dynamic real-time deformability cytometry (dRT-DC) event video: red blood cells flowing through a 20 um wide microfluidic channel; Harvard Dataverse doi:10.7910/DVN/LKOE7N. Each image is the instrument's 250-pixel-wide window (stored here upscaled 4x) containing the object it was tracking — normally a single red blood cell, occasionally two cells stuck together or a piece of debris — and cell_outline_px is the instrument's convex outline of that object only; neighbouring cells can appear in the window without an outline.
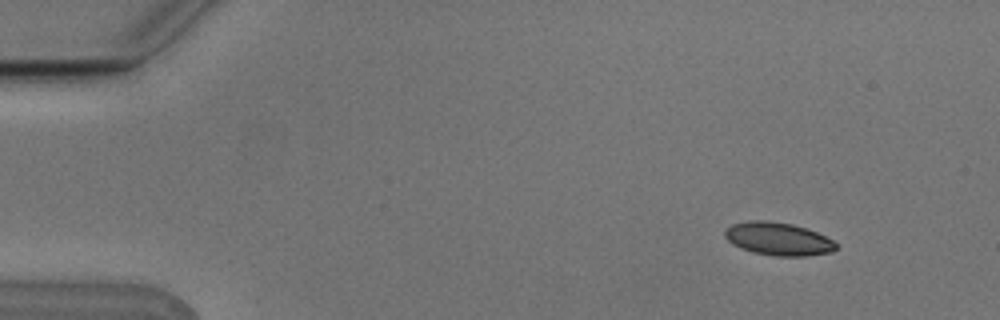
{"species": "Egyptian fruit bat (a non-hibernating species)", "species_latin": "Rousettus aegyptiacus", "temperature_condition": "cold", "stored_images_in_passage": 3, "camera_frame_rate_fps": 3000, "um_per_image_px": 0.085, "animal": {"sex": "male"}, "frame": {"image": 1, "passage_image": 1, "time_ms": 0.0, "image_size_px": [1000, 320], "cell_outline_px": [[836, 248], [832, 252], [808, 256], [776, 256], [752, 252], [740, 248], [732, 244], [724, 236], [724, 228], [732, 224], [748, 220], [768, 220], [792, 224], [816, 232], [832, 240], [836, 244]], "centroid_in_image_um": [66.09, 20.3], "position_along_channel_um": 18.9, "area_um2": 21.44}}